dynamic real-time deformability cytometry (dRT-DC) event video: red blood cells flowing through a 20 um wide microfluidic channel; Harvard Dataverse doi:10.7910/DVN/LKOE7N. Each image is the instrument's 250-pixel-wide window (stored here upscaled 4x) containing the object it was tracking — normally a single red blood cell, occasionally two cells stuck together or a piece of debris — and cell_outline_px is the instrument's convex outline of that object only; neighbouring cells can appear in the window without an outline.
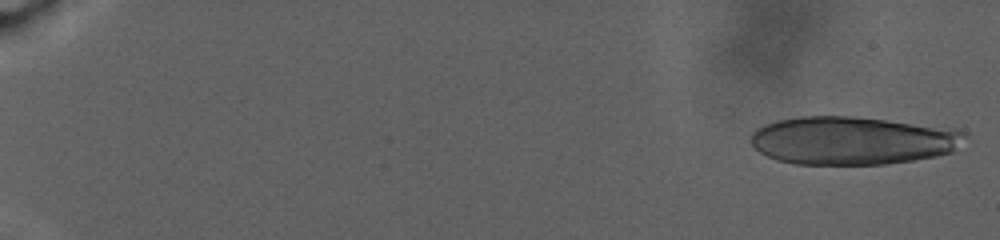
{"species": "human", "species_latin": "Homo sapiens", "temperature_condition": "warm", "stored_images_in_passage": 34, "camera_frame_rate_fps": 3000, "um_per_image_px": 0.085, "donor": {"sex": "male"}, "frame": {"image": 1, "passage_image": 2, "time_ms": 0.333, "image_size_px": [1000, 240], "cell_outline_px": [[968, 136], [952, 152], [936, 156], [912, 160], [884, 164], [796, 164], [780, 160], [768, 156], [760, 152], [752, 144], [752, 132], [756, 128], [764, 124], [776, 120], [800, 116], [856, 116], [952, 128], [964, 132]], "centroid_in_image_um": [72.46, 11.93], "position_along_channel_um": 12.5, "area_um2": 60.0}}
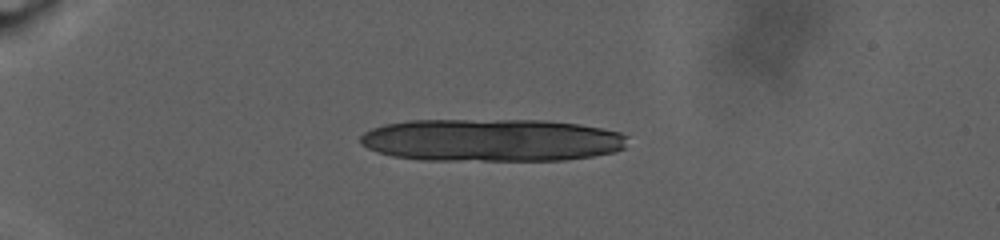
{"frame": {"image": 2, "passage_image": 24, "time_ms": 7.667, "image_size_px": [1000, 240], "cell_outline_px": [[628, 136], [624, 148], [612, 152], [592, 156], [564, 160], [420, 160], [392, 156], [368, 148], [360, 144], [360, 136], [364, 132], [372, 128], [384, 124], [408, 120], [544, 120], [580, 124], [620, 132]], "centroid_in_image_um": [41.76, 11.91], "position_along_channel_um": 43.2, "area_um2": 66.7}}